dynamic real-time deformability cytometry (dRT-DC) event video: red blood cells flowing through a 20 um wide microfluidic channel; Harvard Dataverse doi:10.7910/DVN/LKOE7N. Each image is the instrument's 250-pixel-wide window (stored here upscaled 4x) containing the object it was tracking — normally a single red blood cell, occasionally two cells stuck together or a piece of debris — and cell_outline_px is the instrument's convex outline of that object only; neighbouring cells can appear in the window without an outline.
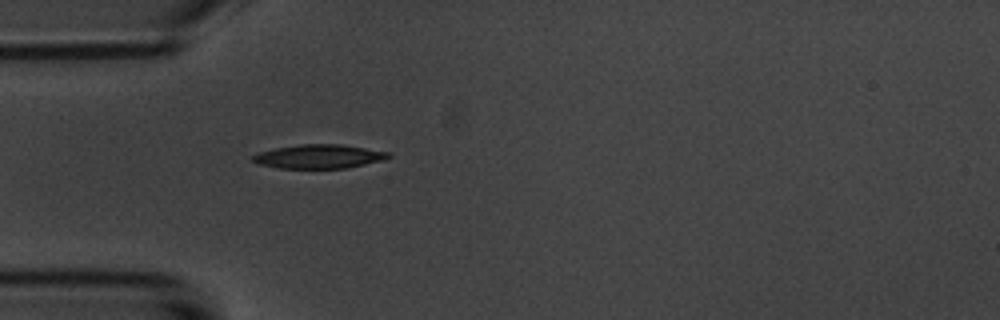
{"species": "common noctule bat (a hibernating species)", "species_latin": "Nyctalus noctula", "temperature_condition": "room temperature", "stored_images_in_passage": 41, "camera_frame_rate_fps": 3000, "um_per_image_px": 0.085, "animal": {"sex": "male", "body_mass_g": 20.1, "forearm_length_mm": 53.5}, "frame": {"image": 1, "passage_image": 1, "time_ms": 0.0, "image_size_px": [1000, 320], "cell_outline_px": [[388, 156], [356, 164], [336, 168], [288, 168], [268, 164], [256, 160], [256, 156], [268, 152], [284, 148], [356, 148], [376, 152]], "centroid_in_image_um": [27.01, 13.39], "position_along_channel_um": 58.0, "area_um2": 14.57}}
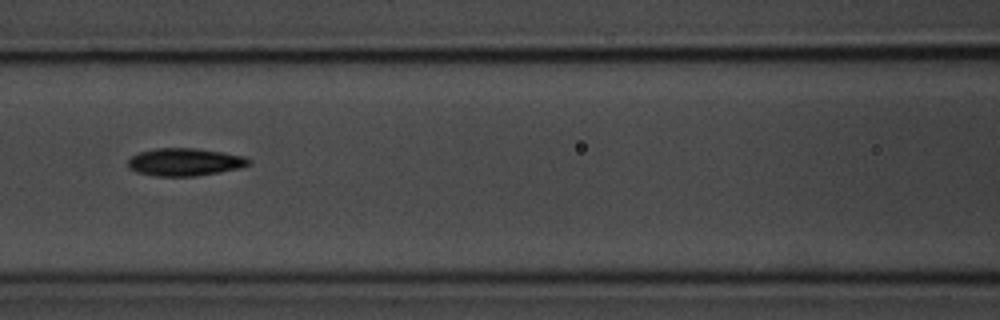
{"frame": {"image": 2, "passage_image": 9, "time_ms": 2.667, "image_size_px": [1000, 320], "cell_outline_px": [[244, 164], [228, 168], [208, 172], [172, 176], [144, 172], [136, 168], [132, 164], [132, 160], [136, 156], [148, 152], [208, 152], [232, 156], [244, 160]], "centroid_in_image_um": [15.62, 13.83], "position_along_channel_um": 151.0, "area_um2": 14.62}}
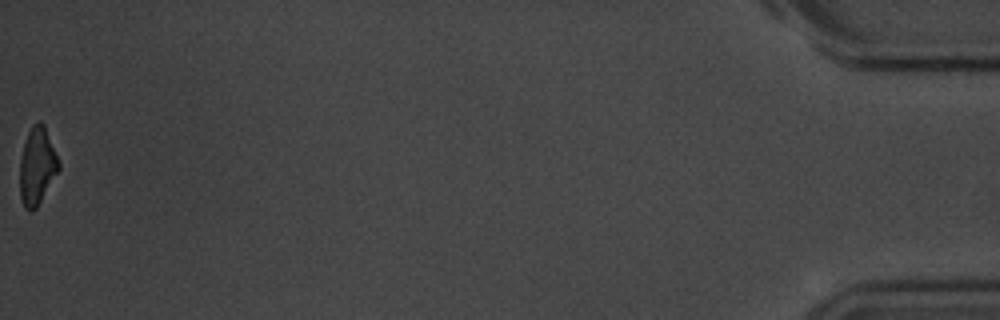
{"frame": {"image": 3, "passage_image": 41, "time_ms": 13.333, "image_size_px": [1000, 320], "cell_outline_px": [[56, 172], [36, 204], [32, 208], [28, 208], [24, 204], [20, 188], [20, 176], [24, 148], [28, 136], [40, 124], [44, 128], [56, 156]], "centroid_in_image_um": [3.12, 14.16], "position_along_channel_um": 432.1, "area_um2": 14.74}, "authors_computed_cell_mechanics": {"area_um2": 14.9124, "velocity_mm_per_s": 3.5828, "shape_relaxation_time_tau1_ms": 6.4757, "shape_relaxation_time_tau2_ms": null, "deformation_change_tau1": 0.1833, "deformation_change_tau2": null}}